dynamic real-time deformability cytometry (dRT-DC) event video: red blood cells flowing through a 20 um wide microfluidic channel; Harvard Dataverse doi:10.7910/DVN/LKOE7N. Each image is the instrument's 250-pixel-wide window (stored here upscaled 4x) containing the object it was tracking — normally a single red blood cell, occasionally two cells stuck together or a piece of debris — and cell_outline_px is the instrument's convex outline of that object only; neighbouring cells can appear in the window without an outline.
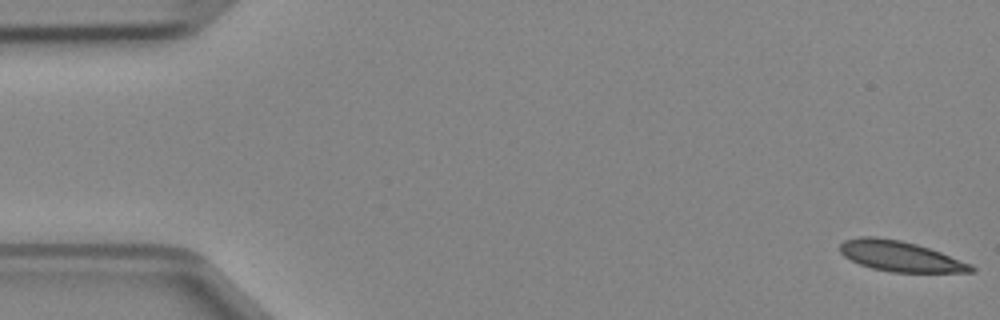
{"species": "Egyptian fruit bat (a non-hibernating species)", "species_latin": "Rousettus aegyptiacus", "temperature_condition": "cold", "stored_images_in_passage": 47, "camera_frame_rate_fps": 3000, "um_per_image_px": 0.085, "animal": {"sex": "female"}, "frame": {"image": 1, "passage_image": 1, "time_ms": 0.0, "image_size_px": [1000, 320], "cell_outline_px": [[976, 272], [892, 272], [872, 268], [860, 264], [844, 256], [840, 252], [840, 244], [844, 240], [860, 236], [876, 236], [900, 240], [916, 244], [940, 252], [972, 264], [976, 268]], "centroid_in_image_um": [76.52, 21.77], "position_along_channel_um": 8.5, "area_um2": 23.18}}
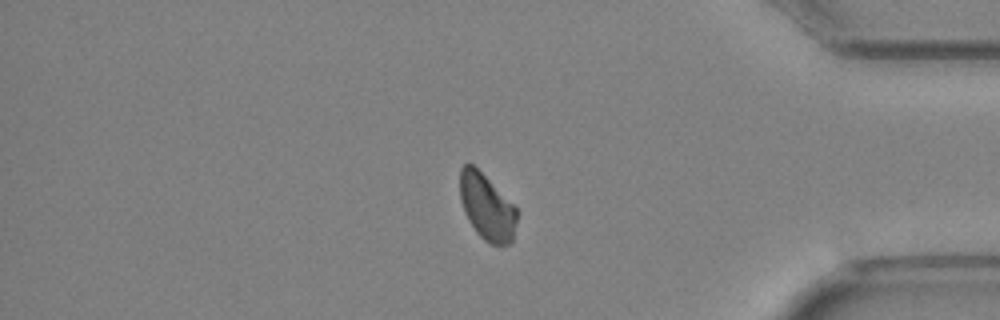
{"frame": {"image": 2, "passage_image": 40, "time_ms": 13.0, "image_size_px": [1000, 320], "cell_outline_px": [[516, 220], [512, 244], [492, 244], [484, 240], [476, 232], [468, 220], [464, 212], [460, 200], [460, 168], [464, 164], [472, 164], [516, 208]], "centroid_in_image_um": [41.35, 17.62], "position_along_channel_um": 393.9, "area_um2": 21.44}}
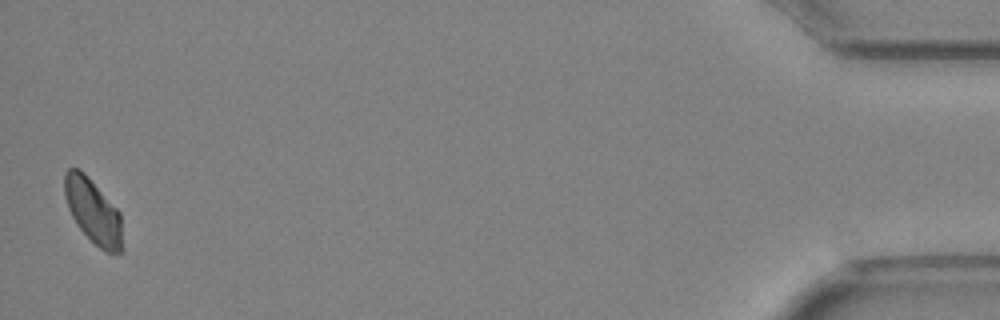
{"frame": {"image": 3, "passage_image": 47, "time_ms": 15.333, "image_size_px": [1000, 320], "cell_outline_px": [[124, 248], [120, 252], [104, 252], [76, 224], [68, 208], [64, 196], [64, 172], [68, 168], [80, 168], [88, 176], [120, 212]], "centroid_in_image_um": [7.92, 17.94], "position_along_channel_um": 427.3, "area_um2": 21.91}}